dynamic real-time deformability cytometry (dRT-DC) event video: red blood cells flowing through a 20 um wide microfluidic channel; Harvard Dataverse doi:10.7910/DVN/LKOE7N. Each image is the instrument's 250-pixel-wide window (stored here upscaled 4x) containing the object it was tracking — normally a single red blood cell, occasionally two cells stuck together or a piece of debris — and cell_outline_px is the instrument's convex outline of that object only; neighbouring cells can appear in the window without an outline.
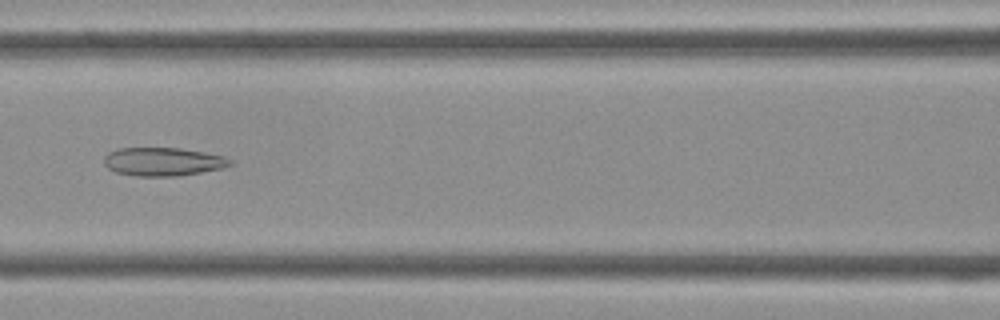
{"species": "Egyptian fruit bat (a non-hibernating species)", "species_latin": "Rousettus aegyptiacus", "temperature_condition": "cold", "stored_images_in_passage": 39, "camera_frame_rate_fps": 3000, "um_per_image_px": 0.085, "frame": {"image": 1, "passage_image": 19, "time_ms": 6.0, "image_size_px": [1000, 320], "cell_outline_px": [[236, 164], [224, 168], [180, 176], [136, 176], [116, 172], [108, 168], [104, 164], [104, 156], [108, 152], [120, 148], [180, 148], [224, 156], [232, 160]], "centroid_in_image_um": [13.89, 13.75], "position_along_channel_um": 152.7, "area_um2": 21.04}}
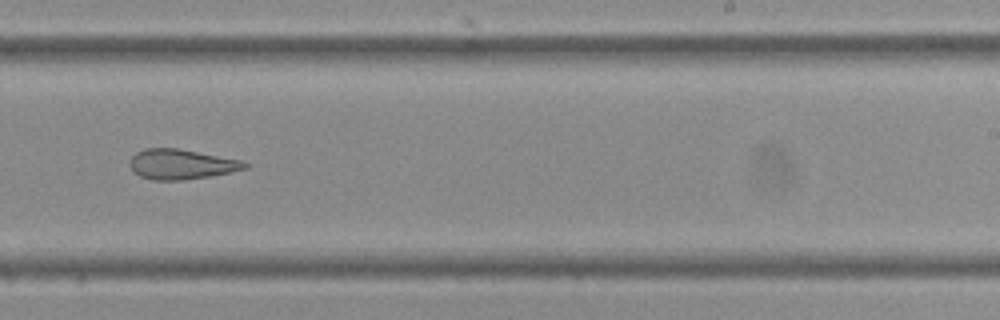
{"frame": {"image": 2, "passage_image": 27, "time_ms": 8.667, "image_size_px": [1000, 320], "cell_outline_px": [[248, 168], [232, 172], [212, 176], [184, 180], [152, 180], [140, 176], [128, 164], [132, 156], [136, 152], [144, 148], [176, 148], [240, 160], [248, 164]], "centroid_in_image_um": [15.4, 13.97], "position_along_channel_um": 273.6, "area_um2": 20.06}}
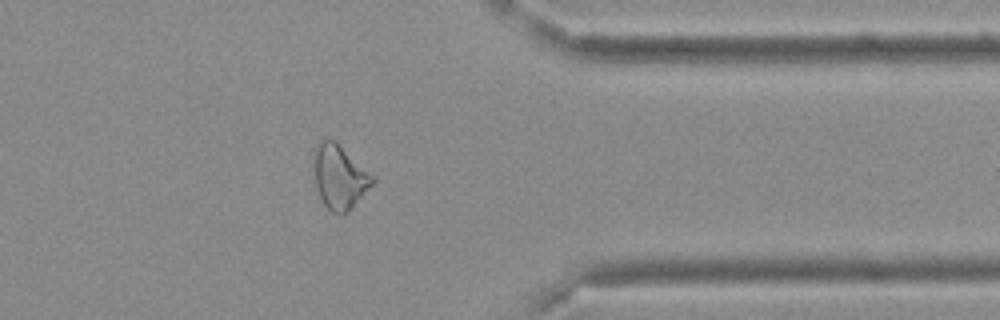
{"frame": {"image": 3, "passage_image": 35, "time_ms": 11.333, "image_size_px": [1000, 320], "cell_outline_px": [[376, 180], [352, 208], [344, 216], [340, 216], [332, 212], [324, 204], [316, 188], [312, 160], [312, 156], [316, 144], [320, 140], [336, 140], [376, 176]], "centroid_in_image_um": [28.86, 15.02], "position_along_channel_um": 382.5, "area_um2": 22.6}}